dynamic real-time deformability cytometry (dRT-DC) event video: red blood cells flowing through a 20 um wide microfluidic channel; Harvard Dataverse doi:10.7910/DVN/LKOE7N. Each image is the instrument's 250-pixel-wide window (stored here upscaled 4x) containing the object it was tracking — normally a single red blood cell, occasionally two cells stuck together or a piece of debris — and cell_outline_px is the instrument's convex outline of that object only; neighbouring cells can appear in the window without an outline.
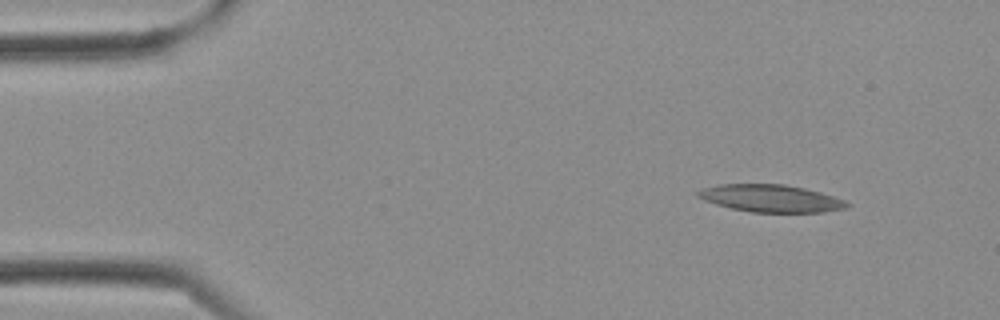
{"species": "Egyptian fruit bat (a non-hibernating species)", "species_latin": "Rousettus aegyptiacus", "temperature_condition": "cold", "stored_images_in_passage": 4, "camera_frame_rate_fps": 3000, "um_per_image_px": 0.085, "frame": {"image": 1, "passage_image": 4, "time_ms": 1.0, "image_size_px": [1000, 320], "cell_outline_px": [[852, 204], [848, 208], [824, 212], [752, 212], [732, 208], [716, 204], [704, 200], [696, 196], [696, 192], [704, 188], [720, 184], [784, 184], [804, 188], [820, 192], [844, 200]], "centroid_in_image_um": [65.55, 16.86], "position_along_channel_um": 19.5, "area_um2": 23.7}}